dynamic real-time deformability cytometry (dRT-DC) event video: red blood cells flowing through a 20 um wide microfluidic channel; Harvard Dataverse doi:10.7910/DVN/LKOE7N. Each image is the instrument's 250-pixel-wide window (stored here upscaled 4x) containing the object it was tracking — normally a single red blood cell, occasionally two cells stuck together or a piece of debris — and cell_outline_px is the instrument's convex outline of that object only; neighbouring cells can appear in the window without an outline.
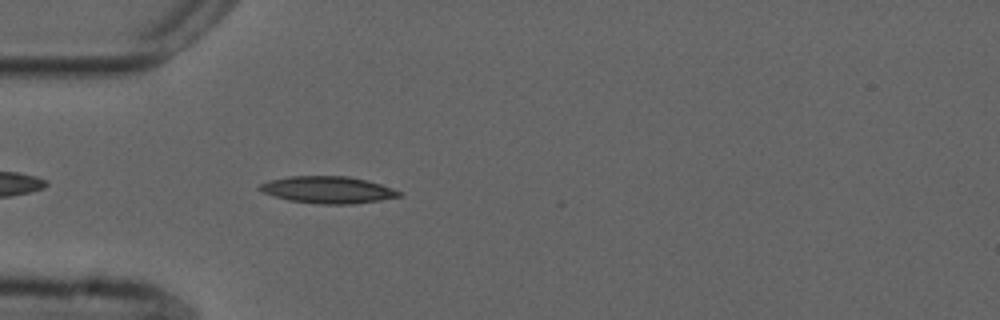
{"species": "common noctule bat (a hibernating species)", "species_latin": "Nyctalus noctula", "temperature_condition": "cold", "stored_images_in_passage": 38, "camera_frame_rate_fps": 3000, "um_per_image_px": 0.085, "animal": {"sex": "male", "forearm_length_mm": 52.5}, "frame": {"image": 1, "passage_image": 4, "time_ms": 1.0, "image_size_px": [1000, 320], "cell_outline_px": [[404, 196], [380, 200], [352, 204], [320, 204], [288, 200], [264, 192], [256, 188], [260, 184], [272, 180], [288, 176], [348, 176], [380, 184], [404, 192]], "centroid_in_image_um": [27.91, 16.14], "position_along_channel_um": 57.1, "area_um2": 21.79}}
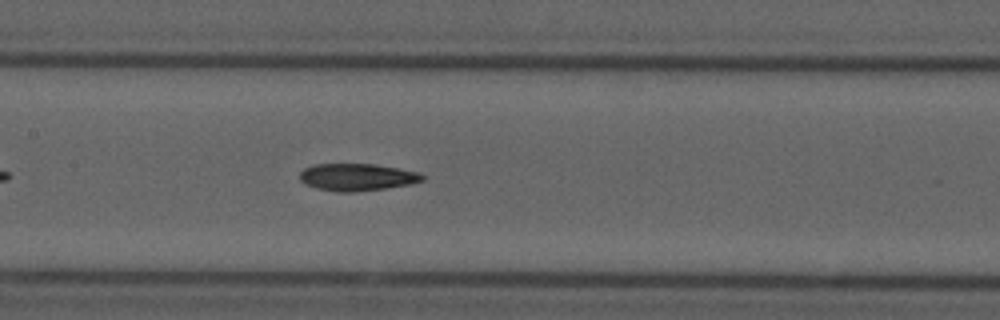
{"frame": {"image": 2, "passage_image": 14, "time_ms": 4.333, "image_size_px": [1000, 320], "cell_outline_px": [[424, 180], [412, 184], [356, 192], [336, 192], [316, 188], [300, 180], [300, 172], [304, 168], [312, 164], [376, 164], [416, 172], [424, 176]], "centroid_in_image_um": [30.33, 15.06], "position_along_channel_um": 177.1, "area_um2": 19.36}}
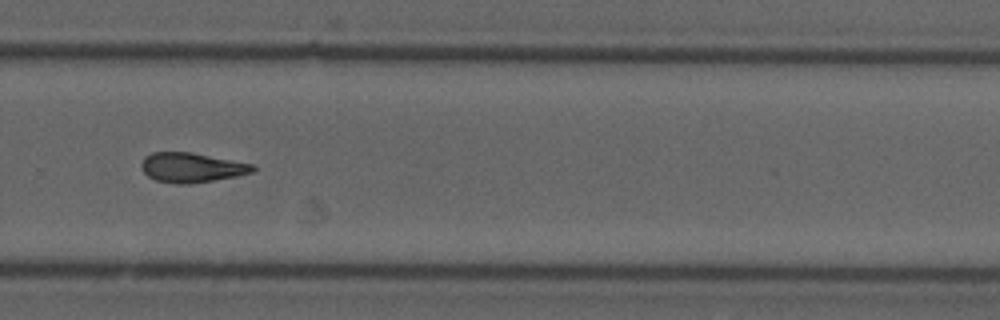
{"frame": {"image": 3, "passage_image": 25, "time_ms": 8.0, "image_size_px": [1000, 320], "cell_outline_px": [[256, 168], [252, 172], [236, 176], [188, 184], [180, 184], [156, 180], [148, 176], [140, 168], [140, 164], [144, 156], [152, 152], [192, 152], [252, 164]], "centroid_in_image_um": [16.24, 14.23], "position_along_channel_um": 313.6, "area_um2": 19.13}, "authors_computed_cell_mechanics": {"area_um2": 19.2763, "velocity_mm_per_s": 3.7431, "shape_relaxation_time_tau1_ms": 5.0293, "shape_relaxation_time_tau2_ms": 6.7357, "deformation_change_tau1": 0.1376, "deformation_change_tau2": 0.1731}}